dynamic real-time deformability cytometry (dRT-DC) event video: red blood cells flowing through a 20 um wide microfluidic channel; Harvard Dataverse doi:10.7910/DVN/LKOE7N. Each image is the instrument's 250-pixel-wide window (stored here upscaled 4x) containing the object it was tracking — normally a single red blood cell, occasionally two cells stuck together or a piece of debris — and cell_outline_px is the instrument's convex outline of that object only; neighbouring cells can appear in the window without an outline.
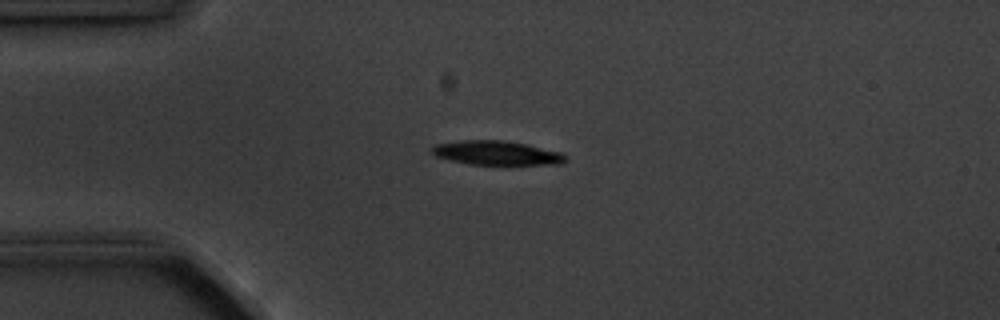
{"species": "common noctule bat (a hibernating species)", "species_latin": "Nyctalus noctula", "temperature_condition": "cold", "stored_images_in_passage": 2, "camera_frame_rate_fps": 3000, "um_per_image_px": 0.085, "animal": {"sex": "male", "body_mass_g": 20.1, "forearm_length_mm": 53.5}, "frame": {"image": 1, "passage_image": 1, "time_ms": 0.0, "image_size_px": [1000, 320], "cell_outline_px": [[568, 160], [560, 164], [468, 164], [436, 156], [432, 152], [432, 148], [436, 144], [460, 140], [500, 140], [528, 144], [560, 152], [568, 156]], "centroid_in_image_um": [42.25, 12.99], "position_along_channel_um": 42.7, "area_um2": 18.67}}